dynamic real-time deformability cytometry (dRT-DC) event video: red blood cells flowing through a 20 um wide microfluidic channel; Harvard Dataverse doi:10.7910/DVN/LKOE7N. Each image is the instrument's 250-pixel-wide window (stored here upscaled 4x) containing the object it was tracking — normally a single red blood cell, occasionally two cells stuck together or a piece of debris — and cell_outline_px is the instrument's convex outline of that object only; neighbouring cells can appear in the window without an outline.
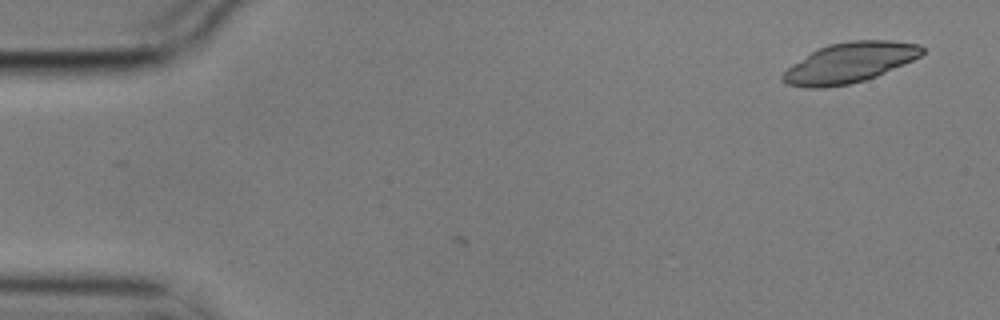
{"species": "common noctule bat (a hibernating species)", "species_latin": "Nyctalus noctula", "temperature_condition": "cold", "stored_images_in_passage": 7, "camera_frame_rate_fps": 3000, "um_per_image_px": 0.085, "animal": {"sex": "male", "body_mass_g": 17.9}, "frame": {"image": 1, "passage_image": 7, "time_ms": 2.0, "image_size_px": [1000, 320], "cell_outline_px": [[924, 52], [920, 56], [904, 64], [876, 76], [864, 80], [848, 84], [824, 88], [804, 88], [788, 84], [780, 76], [792, 64], [812, 52], [828, 44], [852, 40], [888, 40], [920, 44], [924, 48]], "centroid_in_image_um": [72.22, 5.32], "position_along_channel_um": 12.8, "area_um2": 32.37}}